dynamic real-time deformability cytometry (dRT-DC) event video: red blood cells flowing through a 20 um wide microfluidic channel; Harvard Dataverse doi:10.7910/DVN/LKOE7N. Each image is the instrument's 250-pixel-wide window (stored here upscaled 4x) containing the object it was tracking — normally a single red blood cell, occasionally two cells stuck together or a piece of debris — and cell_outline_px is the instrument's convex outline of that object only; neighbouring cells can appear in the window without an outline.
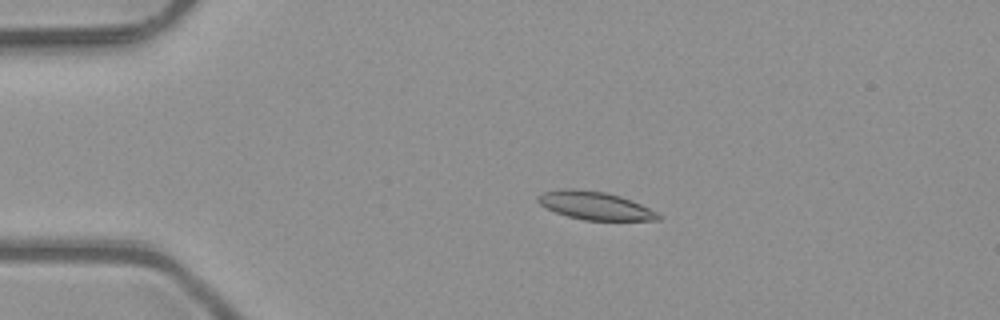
{"species": "common noctule bat (a hibernating species)", "species_latin": "Nyctalus noctula", "temperature_condition": "room temperature", "stored_images_in_passage": 5, "camera_frame_rate_fps": 3000, "um_per_image_px": 0.085, "animal": {"sex": "male", "body_mass_g": 23.1, "forearm_length_mm": 52.7}, "frame": {"image": 1, "passage_image": 4, "time_ms": 1.0, "image_size_px": [1000, 320], "cell_outline_px": [[664, 216], [660, 220], [584, 220], [568, 216], [556, 212], [540, 204], [536, 200], [536, 196], [544, 192], [560, 188], [572, 188], [604, 192], [620, 196], [632, 200]], "centroid_in_image_um": [50.57, 17.47], "position_along_channel_um": 34.4, "area_um2": 19.65}}